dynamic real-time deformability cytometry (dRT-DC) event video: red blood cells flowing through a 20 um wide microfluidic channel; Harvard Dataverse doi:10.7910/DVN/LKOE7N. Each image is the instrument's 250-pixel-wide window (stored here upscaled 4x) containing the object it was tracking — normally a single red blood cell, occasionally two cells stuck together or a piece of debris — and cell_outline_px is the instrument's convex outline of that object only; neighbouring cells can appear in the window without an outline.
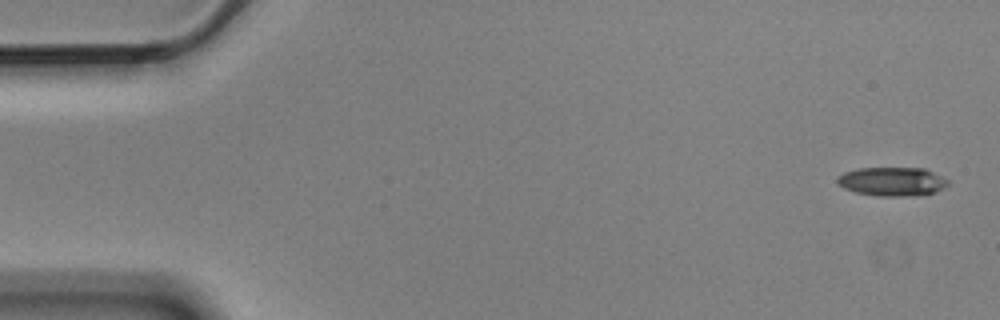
{"species": "Egyptian fruit bat (a non-hibernating species)", "species_latin": "Rousettus aegyptiacus", "temperature_condition": "cold", "stored_images_in_passage": 6, "segment_of_instrument_passage": [1, 2], "camera_frame_rate_fps": 3000, "um_per_image_px": 0.085, "animal": {"sex": "male"}, "frame": {"image": 1, "passage_image": 1, "time_ms": 0.0, "image_size_px": [1000, 320], "cell_outline_px": [[948, 184], [944, 188], [936, 192], [916, 196], [880, 196], [856, 192], [844, 188], [836, 180], [844, 172], [856, 168], [924, 168], [948, 180]], "centroid_in_image_um": [75.85, 15.43], "position_along_channel_um": 9.1, "area_um2": 18.5}}
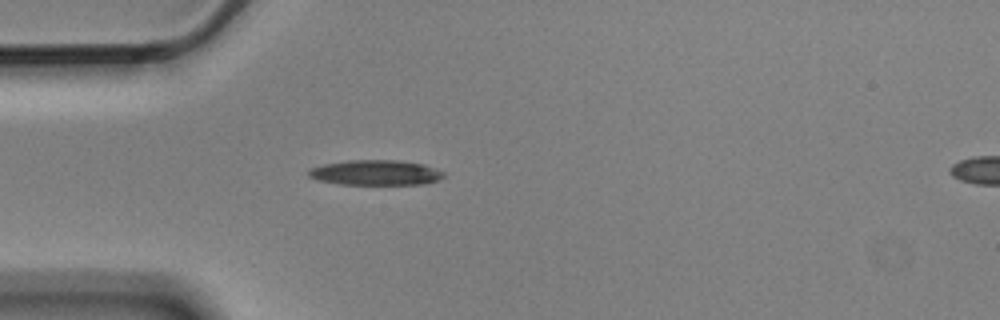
{"frame": {"image": 2, "passage_image": 5, "time_ms": 1.333, "image_size_px": [1000, 320], "cell_outline_px": [[444, 176], [436, 180], [424, 184], [340, 184], [316, 180], [308, 176], [308, 168], [324, 164], [348, 160], [400, 160], [424, 164], [444, 172]], "centroid_in_image_um": [31.89, 14.67], "position_along_channel_um": 53.1, "area_um2": 19.83}}